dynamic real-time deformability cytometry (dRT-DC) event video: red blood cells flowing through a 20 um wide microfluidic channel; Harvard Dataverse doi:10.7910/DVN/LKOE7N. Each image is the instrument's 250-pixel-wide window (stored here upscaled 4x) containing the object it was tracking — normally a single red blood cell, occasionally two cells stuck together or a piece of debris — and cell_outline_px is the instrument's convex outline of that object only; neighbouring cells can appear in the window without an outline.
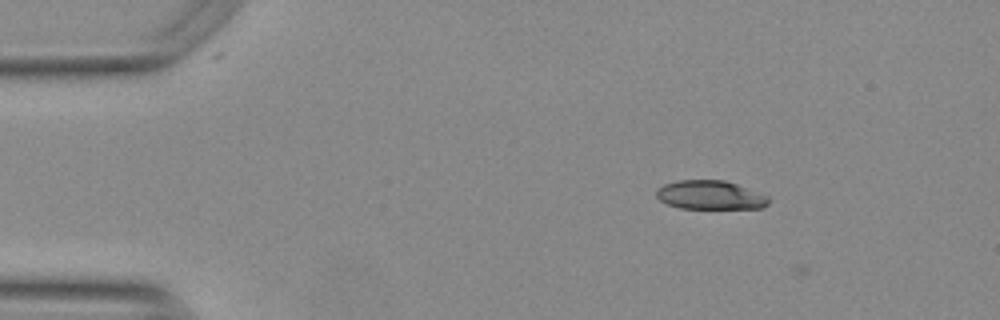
{"species": "Egyptian fruit bat (a non-hibernating species)", "species_latin": "Rousettus aegyptiacus", "temperature_condition": "warm", "stored_images_in_passage": 7, "camera_frame_rate_fps": 3000, "um_per_image_px": 0.085, "animal": {"sex": "female"}, "frame": {"image": 1, "passage_image": 4, "time_ms": 1.0, "image_size_px": [1000, 320], "cell_outline_px": [[768, 204], [764, 208], [680, 208], [668, 204], [660, 200], [656, 196], [656, 192], [664, 184], [680, 180], [724, 180], [736, 184], [768, 196]], "centroid_in_image_um": [60.37, 16.58], "position_along_channel_um": 24.6, "area_um2": 18.61}}